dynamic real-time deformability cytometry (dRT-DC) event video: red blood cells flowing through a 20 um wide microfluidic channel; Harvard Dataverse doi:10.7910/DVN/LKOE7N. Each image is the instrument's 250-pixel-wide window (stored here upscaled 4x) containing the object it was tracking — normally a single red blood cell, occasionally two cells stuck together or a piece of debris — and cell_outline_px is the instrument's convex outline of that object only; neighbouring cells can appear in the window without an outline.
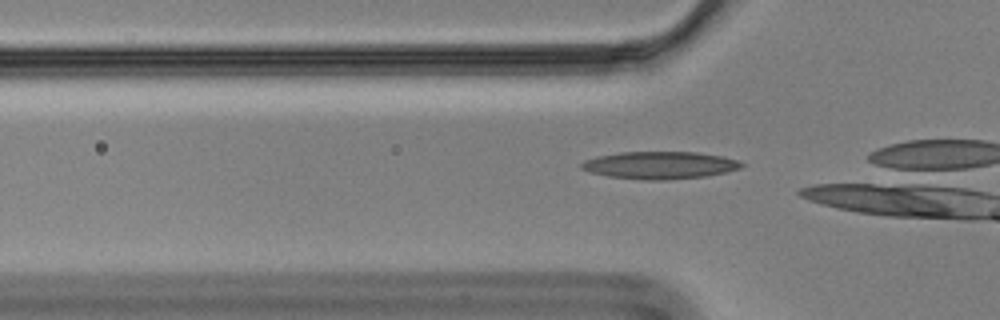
{"species": "Egyptian fruit bat (a non-hibernating species)", "species_latin": "Rousettus aegyptiacus", "temperature_condition": "cold", "stored_images_in_passage": 34, "camera_frame_rate_fps": 3000, "um_per_image_px": 0.085, "animal": {"sex": "male"}, "frame": {"image": 1, "passage_image": 10, "time_ms": 3.0, "image_size_px": [1000, 320], "cell_outline_px": [[744, 164], [740, 168], [724, 172], [704, 176], [664, 180], [644, 180], [608, 176], [592, 172], [580, 168], [580, 164], [584, 160], [600, 156], [620, 152], [696, 152], [720, 156], [736, 160]], "centroid_in_image_um": [56.05, 14.04], "position_along_channel_um": 69.8, "area_um2": 25.2}}